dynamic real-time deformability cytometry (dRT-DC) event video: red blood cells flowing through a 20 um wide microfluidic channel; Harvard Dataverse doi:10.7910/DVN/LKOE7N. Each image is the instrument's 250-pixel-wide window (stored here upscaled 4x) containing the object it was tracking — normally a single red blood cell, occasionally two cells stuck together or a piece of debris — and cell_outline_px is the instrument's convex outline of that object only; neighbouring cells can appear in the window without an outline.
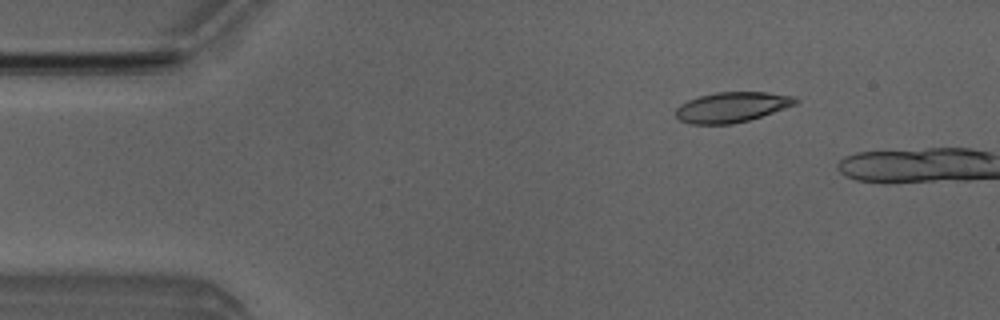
{"species": "Egyptian fruit bat (a non-hibernating species)", "species_latin": "Rousettus aegyptiacus", "temperature_condition": "room temperature", "stored_images_in_passage": 3, "camera_frame_rate_fps": 3000, "um_per_image_px": 0.085, "animal": {"sex": "male"}, "frame": {"image": 1, "passage_image": 2, "time_ms": 1.333, "image_size_px": [1000, 320], "cell_outline_px": [[800, 100], [796, 104], [748, 120], [732, 124], [688, 124], [680, 120], [676, 116], [676, 108], [680, 104], [688, 100], [700, 96], [716, 92], [768, 92], [796, 96]], "centroid_in_image_um": [62.21, 9.1], "position_along_channel_um": 22.8, "area_um2": 21.04}}